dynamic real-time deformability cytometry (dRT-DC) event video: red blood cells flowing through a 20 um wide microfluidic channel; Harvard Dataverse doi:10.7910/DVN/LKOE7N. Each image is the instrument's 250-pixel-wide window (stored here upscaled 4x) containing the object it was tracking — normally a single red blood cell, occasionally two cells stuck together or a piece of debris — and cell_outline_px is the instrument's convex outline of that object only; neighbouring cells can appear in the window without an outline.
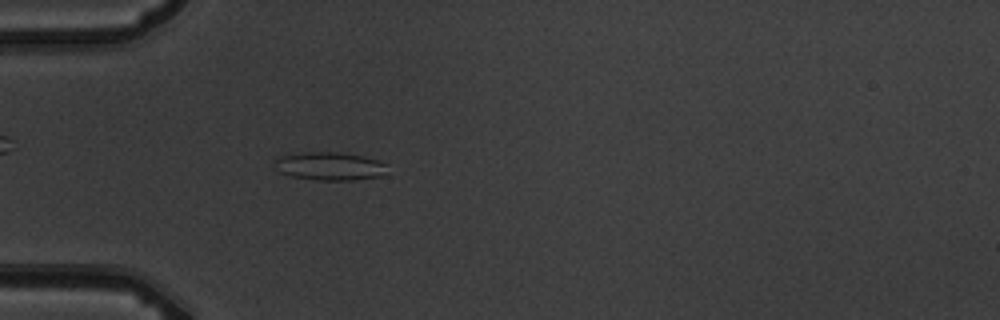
{"species": "common noctule bat (a hibernating species)", "species_latin": "Nyctalus noctula", "temperature_condition": "warm", "stored_images_in_passage": 6, "camera_frame_rate_fps": 3000, "um_per_image_px": 0.085, "animal": {"sex": "male", "body_mass_g": 19.5, "forearm_length_mm": 54.6}, "frame": {"image": 1, "passage_image": 6, "time_ms": 5.667, "image_size_px": [1000, 320], "cell_outline_px": [[388, 164], [380, 176], [352, 180], [316, 180], [292, 176], [280, 172], [272, 164], [280, 156], [304, 152], [336, 152], [364, 156]], "centroid_in_image_um": [27.99, 14.12], "position_along_channel_um": 57.0, "area_um2": 18.32}}